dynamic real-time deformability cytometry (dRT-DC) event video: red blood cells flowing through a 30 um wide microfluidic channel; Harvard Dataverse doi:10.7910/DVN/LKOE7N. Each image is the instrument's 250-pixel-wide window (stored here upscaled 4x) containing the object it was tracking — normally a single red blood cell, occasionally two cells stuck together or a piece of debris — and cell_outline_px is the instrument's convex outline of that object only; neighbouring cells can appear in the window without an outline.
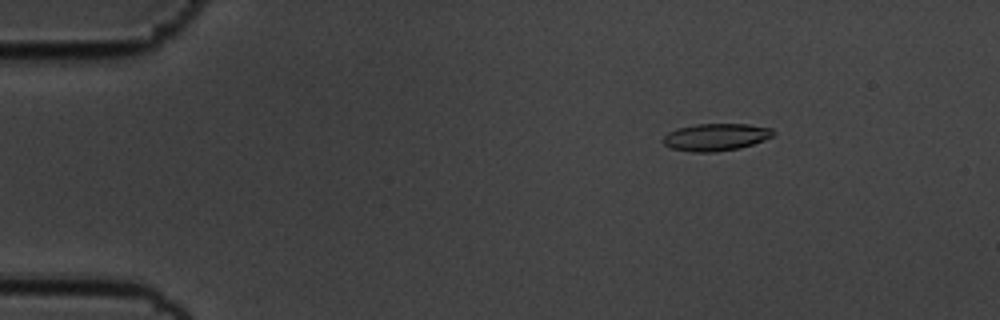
{"species": "common noctule bat (a hibernating species)", "species_latin": "Nyctalus noctula", "temperature_condition": "cold", "stored_images_in_passage": 57, "camera_frame_rate_fps": 3000, "um_per_image_px": 0.085, "animal": {"sex": "male", "body_mass_g": 19.5, "forearm_length_mm": 54.6}, "frame": {"image": 1, "passage_image": 9, "time_ms": 2.667, "image_size_px": [1000, 320], "cell_outline_px": [[776, 132], [772, 136], [764, 140], [740, 148], [716, 152], [692, 152], [672, 148], [664, 144], [660, 140], [668, 132], [676, 128], [696, 124], [748, 124], [772, 128]], "centroid_in_image_um": [60.83, 11.65], "position_along_channel_um": 24.2, "area_um2": 17.63}}
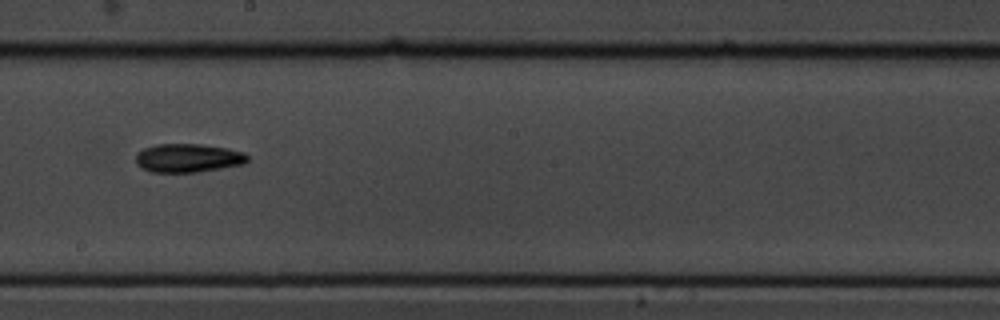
{"frame": {"image": 2, "passage_image": 33, "time_ms": 10.667, "image_size_px": [1000, 320], "cell_outline_px": [[248, 160], [244, 164], [196, 172], [152, 172], [136, 164], [136, 152], [144, 148], [156, 144], [200, 144], [228, 148], [244, 152], [248, 156]], "centroid_in_image_um": [15.98, 13.42], "position_along_channel_um": 232.2, "area_um2": 18.61}}
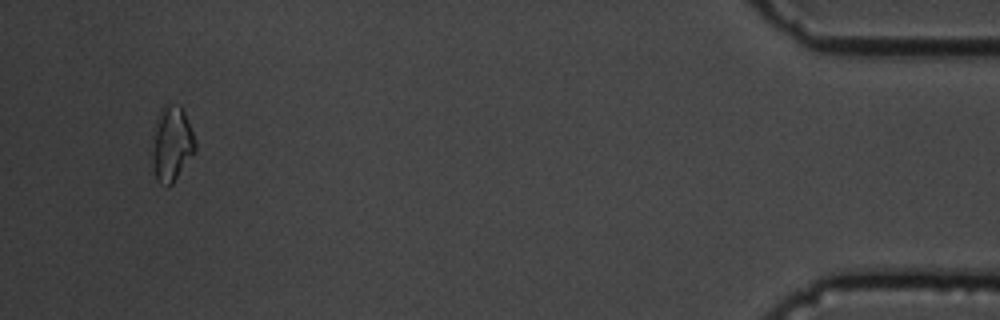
{"frame": {"image": 3, "passage_image": 55, "time_ms": 18.0, "image_size_px": [1000, 320], "cell_outline_px": [[196, 152], [172, 184], [160, 184], [156, 180], [152, 168], [156, 116], [160, 108], [168, 100], [180, 104], [184, 112], [192, 132], [196, 144]], "centroid_in_image_um": [14.6, 12.17], "position_along_channel_um": 420.6, "area_um2": 19.02}, "authors_computed_cell_mechanics": {"area_um2": 17.7446, "velocity_mm_per_s": 3.5498, "shape_relaxation_time_tau1_ms": 4.3997, "shape_relaxation_time_tau2_ms": 7.149, "deformation_change_tau1": 0.116, "deformation_change_tau2": 0.1675}}